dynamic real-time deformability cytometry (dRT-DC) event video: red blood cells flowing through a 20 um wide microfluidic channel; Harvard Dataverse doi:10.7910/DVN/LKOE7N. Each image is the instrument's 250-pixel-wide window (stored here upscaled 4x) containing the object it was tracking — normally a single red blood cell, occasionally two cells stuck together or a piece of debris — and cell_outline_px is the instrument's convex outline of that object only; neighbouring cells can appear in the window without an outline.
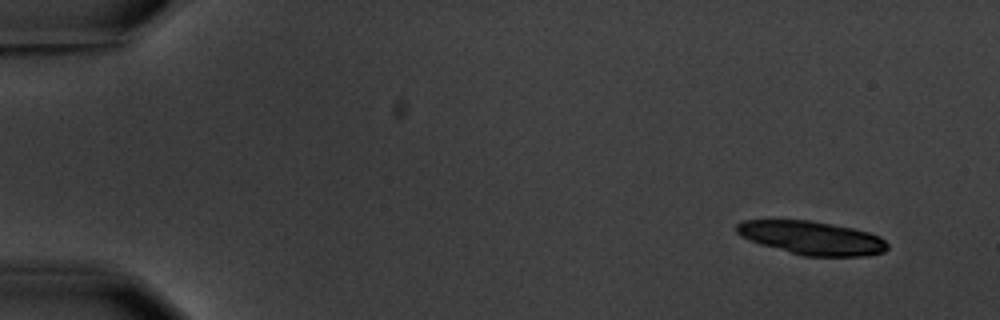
{"species": "common noctule bat (a hibernating species)", "species_latin": "Nyctalus noctula", "temperature_condition": "warm", "stored_images_in_passage": 10, "camera_frame_rate_fps": 3000, "um_per_image_px": 0.085, "animal": {"sex": "male", "body_mass_g": 20.1, "forearm_length_mm": 53.5}, "frame": {"image": 1, "passage_image": 1, "time_ms": 0.0, "image_size_px": [1000, 320], "cell_outline_px": [[888, 248], [884, 252], [868, 256], [804, 256], [760, 244], [740, 236], [736, 232], [736, 224], [744, 220], [808, 220], [852, 228], [868, 232], [880, 236], [888, 244]], "centroid_in_image_um": [69.01, 20.23], "position_along_channel_um": 16.0, "area_um2": 29.36}}
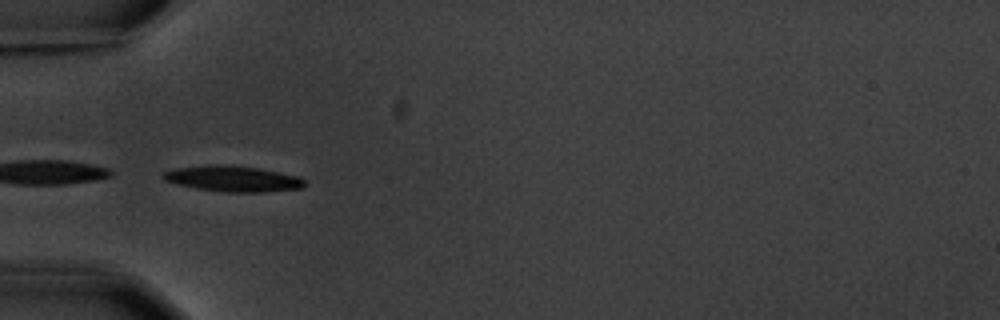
{"frame": {"image": 2, "passage_image": 5, "time_ms": 5.0, "image_size_px": [1000, 320], "cell_outline_px": [[304, 188], [264, 192], [224, 192], [196, 188], [164, 180], [160, 176], [164, 172], [176, 168], [208, 164], [224, 164], [256, 168], [300, 176], [304, 180]], "centroid_in_image_um": [19.8, 15.19], "position_along_channel_um": 65.2, "area_um2": 21.21}}